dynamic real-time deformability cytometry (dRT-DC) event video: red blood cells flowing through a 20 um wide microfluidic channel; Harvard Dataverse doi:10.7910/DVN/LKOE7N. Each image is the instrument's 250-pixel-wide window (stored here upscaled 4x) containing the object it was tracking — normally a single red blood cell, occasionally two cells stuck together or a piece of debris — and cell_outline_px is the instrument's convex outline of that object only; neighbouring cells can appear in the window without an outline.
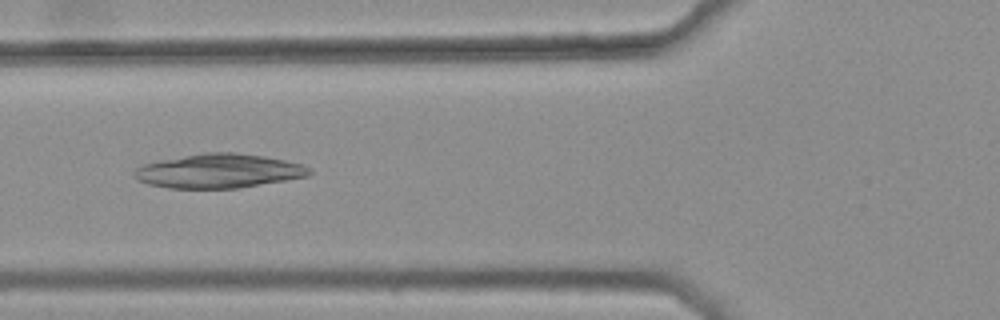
{"species": "common noctule bat (a hibernating species)", "species_latin": "Nyctalus noctula", "temperature_condition": "warm", "stored_images_in_passage": 8, "camera_frame_rate_fps": 3000, "um_per_image_px": 0.085, "animal": {"sex": "female", "body_mass_g": 25.1}, "frame": {"image": 1, "passage_image": 6, "time_ms": 1.667, "image_size_px": [1000, 320], "cell_outline_px": [[312, 172], [308, 176], [236, 188], [168, 188], [148, 184], [140, 180], [132, 172], [136, 168], [144, 164], [160, 160], [204, 152], [236, 152], [264, 156], [304, 164], [312, 168]], "centroid_in_image_um": [18.62, 14.52], "position_along_channel_um": 107.2, "area_um2": 34.68}}
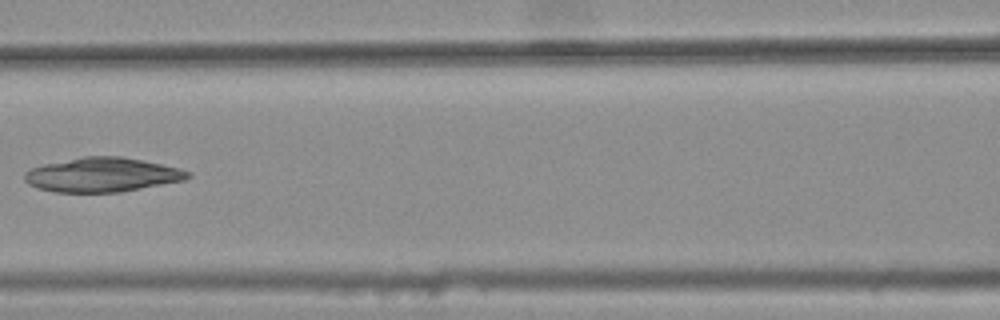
{"frame": {"image": 2, "passage_image": 7, "time_ms": 2.0, "image_size_px": [1000, 320], "cell_outline_px": [[192, 176], [184, 180], [120, 192], [56, 192], [36, 188], [28, 184], [24, 180], [24, 172], [32, 168], [44, 164], [84, 156], [120, 156], [180, 168], [192, 172]], "centroid_in_image_um": [8.68, 14.86], "position_along_channel_um": 157.9, "area_um2": 32.54}}
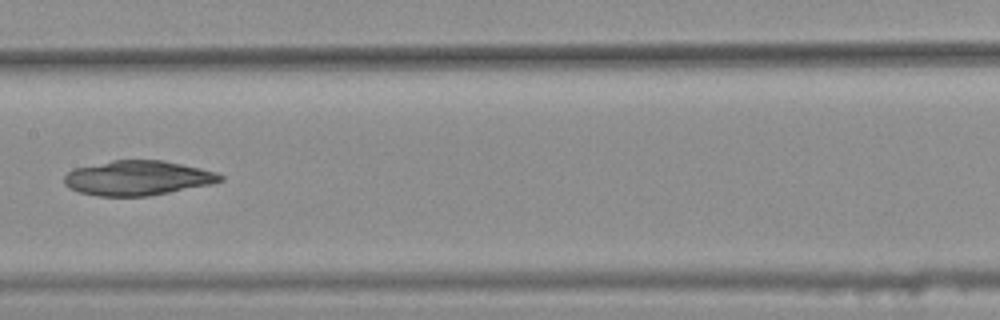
{"frame": {"image": 3, "passage_image": 8, "time_ms": 2.333, "image_size_px": [1000, 320], "cell_outline_px": [[224, 180], [212, 184], [148, 196], [96, 196], [80, 192], [68, 188], [64, 184], [64, 176], [72, 168], [112, 160], [164, 160], [200, 168], [216, 172], [224, 176]], "centroid_in_image_um": [11.68, 15.13], "position_along_channel_um": 195.7, "area_um2": 31.73}}